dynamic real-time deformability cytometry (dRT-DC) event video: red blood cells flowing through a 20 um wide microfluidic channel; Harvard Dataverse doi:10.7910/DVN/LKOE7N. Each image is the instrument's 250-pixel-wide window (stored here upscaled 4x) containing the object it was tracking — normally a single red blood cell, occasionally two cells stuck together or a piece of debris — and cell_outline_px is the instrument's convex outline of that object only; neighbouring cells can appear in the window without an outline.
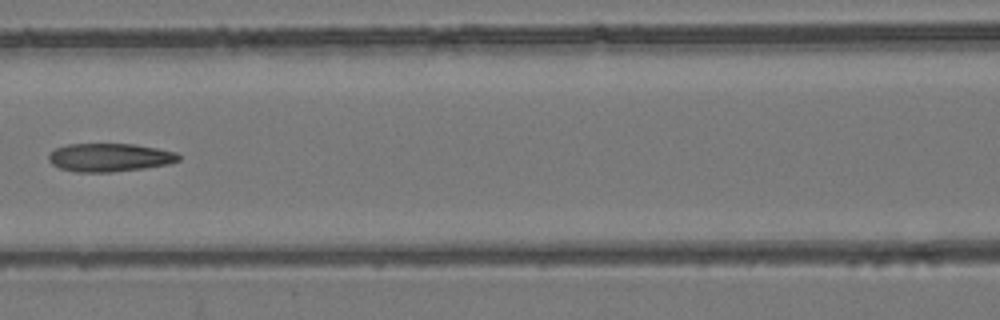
{"species": "common noctule bat (a hibernating species)", "species_latin": "Nyctalus noctula", "temperature_condition": "room temperature", "stored_images_in_passage": 8, "camera_frame_rate_fps": 3000, "um_per_image_px": 0.085, "animal": {"sex": "female", "body_mass_g": 24.6, "forearm_length_mm": 56.2}, "frame": {"image": 1, "passage_image": 7, "time_ms": 2.0, "image_size_px": [1000, 320], "cell_outline_px": [[180, 160], [168, 164], [144, 168], [112, 172], [76, 172], [60, 168], [52, 164], [48, 160], [48, 156], [56, 148], [68, 144], [136, 144], [176, 152], [180, 156]], "centroid_in_image_um": [9.32, 13.38], "position_along_channel_um": 157.3, "area_um2": 21.39}}
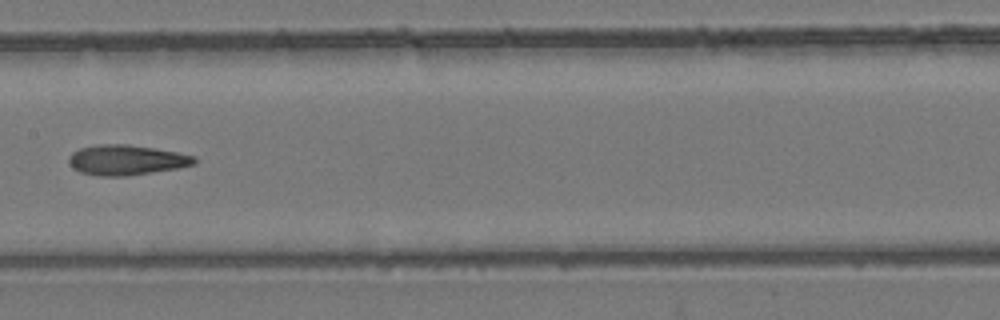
{"frame": {"image": 2, "passage_image": 8, "time_ms": 2.333, "image_size_px": [1000, 320], "cell_outline_px": [[196, 164], [176, 168], [152, 172], [124, 176], [100, 176], [80, 172], [72, 168], [68, 160], [68, 156], [72, 152], [80, 148], [96, 144], [128, 144], [156, 148], [196, 156]], "centroid_in_image_um": [10.72, 13.59], "position_along_channel_um": 196.7, "area_um2": 22.14}}